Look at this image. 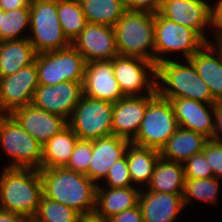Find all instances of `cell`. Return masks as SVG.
Instances as JSON below:
<instances>
[{"instance_id":"45","label":"cell","mask_w":222,"mask_h":222,"mask_svg":"<svg viewBox=\"0 0 222 222\" xmlns=\"http://www.w3.org/2000/svg\"><path fill=\"white\" fill-rule=\"evenodd\" d=\"M27 1H28L29 4H30V3L35 2V1H38V0H27Z\"/></svg>"},{"instance_id":"27","label":"cell","mask_w":222,"mask_h":222,"mask_svg":"<svg viewBox=\"0 0 222 222\" xmlns=\"http://www.w3.org/2000/svg\"><path fill=\"white\" fill-rule=\"evenodd\" d=\"M78 136L67 125L42 145L41 168H63L69 163Z\"/></svg>"},{"instance_id":"14","label":"cell","mask_w":222,"mask_h":222,"mask_svg":"<svg viewBox=\"0 0 222 222\" xmlns=\"http://www.w3.org/2000/svg\"><path fill=\"white\" fill-rule=\"evenodd\" d=\"M71 45L86 63L113 60L119 55L114 28L107 25L87 23Z\"/></svg>"},{"instance_id":"19","label":"cell","mask_w":222,"mask_h":222,"mask_svg":"<svg viewBox=\"0 0 222 222\" xmlns=\"http://www.w3.org/2000/svg\"><path fill=\"white\" fill-rule=\"evenodd\" d=\"M170 101L179 127L195 131L211 139L216 104H207L188 98H172Z\"/></svg>"},{"instance_id":"24","label":"cell","mask_w":222,"mask_h":222,"mask_svg":"<svg viewBox=\"0 0 222 222\" xmlns=\"http://www.w3.org/2000/svg\"><path fill=\"white\" fill-rule=\"evenodd\" d=\"M207 140L200 133L179 127L161 148L160 156L183 164L190 157L203 152Z\"/></svg>"},{"instance_id":"17","label":"cell","mask_w":222,"mask_h":222,"mask_svg":"<svg viewBox=\"0 0 222 222\" xmlns=\"http://www.w3.org/2000/svg\"><path fill=\"white\" fill-rule=\"evenodd\" d=\"M156 95L125 96L114 103L112 116L113 135L131 142L139 131L148 103Z\"/></svg>"},{"instance_id":"8","label":"cell","mask_w":222,"mask_h":222,"mask_svg":"<svg viewBox=\"0 0 222 222\" xmlns=\"http://www.w3.org/2000/svg\"><path fill=\"white\" fill-rule=\"evenodd\" d=\"M39 85H56L65 81L83 82L86 61L71 45L65 49L36 54Z\"/></svg>"},{"instance_id":"44","label":"cell","mask_w":222,"mask_h":222,"mask_svg":"<svg viewBox=\"0 0 222 222\" xmlns=\"http://www.w3.org/2000/svg\"><path fill=\"white\" fill-rule=\"evenodd\" d=\"M79 222H110L109 219H104L95 214L81 216Z\"/></svg>"},{"instance_id":"32","label":"cell","mask_w":222,"mask_h":222,"mask_svg":"<svg viewBox=\"0 0 222 222\" xmlns=\"http://www.w3.org/2000/svg\"><path fill=\"white\" fill-rule=\"evenodd\" d=\"M30 27V8L1 9L0 42L23 39L20 34Z\"/></svg>"},{"instance_id":"35","label":"cell","mask_w":222,"mask_h":222,"mask_svg":"<svg viewBox=\"0 0 222 222\" xmlns=\"http://www.w3.org/2000/svg\"><path fill=\"white\" fill-rule=\"evenodd\" d=\"M185 179H207L214 177L212 167L203 152L195 154L183 163Z\"/></svg>"},{"instance_id":"34","label":"cell","mask_w":222,"mask_h":222,"mask_svg":"<svg viewBox=\"0 0 222 222\" xmlns=\"http://www.w3.org/2000/svg\"><path fill=\"white\" fill-rule=\"evenodd\" d=\"M92 158V141L78 139L69 163L65 167L68 170L79 172L87 176V170Z\"/></svg>"},{"instance_id":"6","label":"cell","mask_w":222,"mask_h":222,"mask_svg":"<svg viewBox=\"0 0 222 222\" xmlns=\"http://www.w3.org/2000/svg\"><path fill=\"white\" fill-rule=\"evenodd\" d=\"M0 144L13 157L5 167L41 169L42 145L10 114H0Z\"/></svg>"},{"instance_id":"30","label":"cell","mask_w":222,"mask_h":222,"mask_svg":"<svg viewBox=\"0 0 222 222\" xmlns=\"http://www.w3.org/2000/svg\"><path fill=\"white\" fill-rule=\"evenodd\" d=\"M57 14L65 36L72 43L88 23L80 1L57 0Z\"/></svg>"},{"instance_id":"31","label":"cell","mask_w":222,"mask_h":222,"mask_svg":"<svg viewBox=\"0 0 222 222\" xmlns=\"http://www.w3.org/2000/svg\"><path fill=\"white\" fill-rule=\"evenodd\" d=\"M81 216L76 210L43 195L32 220L34 222H79Z\"/></svg>"},{"instance_id":"11","label":"cell","mask_w":222,"mask_h":222,"mask_svg":"<svg viewBox=\"0 0 222 222\" xmlns=\"http://www.w3.org/2000/svg\"><path fill=\"white\" fill-rule=\"evenodd\" d=\"M113 70L124 96H143L140 92L144 87L147 94H157L154 63L139 57L118 55L113 59ZM147 70L152 74V79H149Z\"/></svg>"},{"instance_id":"43","label":"cell","mask_w":222,"mask_h":222,"mask_svg":"<svg viewBox=\"0 0 222 222\" xmlns=\"http://www.w3.org/2000/svg\"><path fill=\"white\" fill-rule=\"evenodd\" d=\"M27 219L14 212H8L0 209V222H26Z\"/></svg>"},{"instance_id":"28","label":"cell","mask_w":222,"mask_h":222,"mask_svg":"<svg viewBox=\"0 0 222 222\" xmlns=\"http://www.w3.org/2000/svg\"><path fill=\"white\" fill-rule=\"evenodd\" d=\"M125 154L132 182L139 185L141 183L140 186L145 183L147 186L160 157V151L130 142Z\"/></svg>"},{"instance_id":"42","label":"cell","mask_w":222,"mask_h":222,"mask_svg":"<svg viewBox=\"0 0 222 222\" xmlns=\"http://www.w3.org/2000/svg\"><path fill=\"white\" fill-rule=\"evenodd\" d=\"M0 8L4 11H10L19 8H30V4L27 0H0Z\"/></svg>"},{"instance_id":"47","label":"cell","mask_w":222,"mask_h":222,"mask_svg":"<svg viewBox=\"0 0 222 222\" xmlns=\"http://www.w3.org/2000/svg\"><path fill=\"white\" fill-rule=\"evenodd\" d=\"M26 222H34L32 219H30V220H27Z\"/></svg>"},{"instance_id":"41","label":"cell","mask_w":222,"mask_h":222,"mask_svg":"<svg viewBox=\"0 0 222 222\" xmlns=\"http://www.w3.org/2000/svg\"><path fill=\"white\" fill-rule=\"evenodd\" d=\"M214 118V128L211 139L217 143L222 144V134H220V132L222 133V102L216 103Z\"/></svg>"},{"instance_id":"29","label":"cell","mask_w":222,"mask_h":222,"mask_svg":"<svg viewBox=\"0 0 222 222\" xmlns=\"http://www.w3.org/2000/svg\"><path fill=\"white\" fill-rule=\"evenodd\" d=\"M88 23L114 27L127 11L124 0H79Z\"/></svg>"},{"instance_id":"12","label":"cell","mask_w":222,"mask_h":222,"mask_svg":"<svg viewBox=\"0 0 222 222\" xmlns=\"http://www.w3.org/2000/svg\"><path fill=\"white\" fill-rule=\"evenodd\" d=\"M39 86L35 62L12 75L0 78V114L30 105Z\"/></svg>"},{"instance_id":"5","label":"cell","mask_w":222,"mask_h":222,"mask_svg":"<svg viewBox=\"0 0 222 222\" xmlns=\"http://www.w3.org/2000/svg\"><path fill=\"white\" fill-rule=\"evenodd\" d=\"M30 29L33 36H28V40L37 54L71 46L59 23L57 0L30 3Z\"/></svg>"},{"instance_id":"33","label":"cell","mask_w":222,"mask_h":222,"mask_svg":"<svg viewBox=\"0 0 222 222\" xmlns=\"http://www.w3.org/2000/svg\"><path fill=\"white\" fill-rule=\"evenodd\" d=\"M219 181L216 177L207 179H185L183 190L184 205L190 203L191 198L198 199L203 202H211L216 204L217 192L219 190Z\"/></svg>"},{"instance_id":"26","label":"cell","mask_w":222,"mask_h":222,"mask_svg":"<svg viewBox=\"0 0 222 222\" xmlns=\"http://www.w3.org/2000/svg\"><path fill=\"white\" fill-rule=\"evenodd\" d=\"M185 175L183 164L159 157L149 184V191L183 194Z\"/></svg>"},{"instance_id":"36","label":"cell","mask_w":222,"mask_h":222,"mask_svg":"<svg viewBox=\"0 0 222 222\" xmlns=\"http://www.w3.org/2000/svg\"><path fill=\"white\" fill-rule=\"evenodd\" d=\"M104 180H107L108 185L106 184V186H109L110 188L133 186L131 185L132 179L128 168L126 154L111 166L107 177Z\"/></svg>"},{"instance_id":"4","label":"cell","mask_w":222,"mask_h":222,"mask_svg":"<svg viewBox=\"0 0 222 222\" xmlns=\"http://www.w3.org/2000/svg\"><path fill=\"white\" fill-rule=\"evenodd\" d=\"M113 28L120 56L139 57L155 64V14L126 11Z\"/></svg>"},{"instance_id":"3","label":"cell","mask_w":222,"mask_h":222,"mask_svg":"<svg viewBox=\"0 0 222 222\" xmlns=\"http://www.w3.org/2000/svg\"><path fill=\"white\" fill-rule=\"evenodd\" d=\"M187 65L174 60H165L156 65V92L159 96L171 100L172 98H188L207 104L218 101L206 83L200 78L190 60ZM158 79V80H157ZM161 80L160 82H158ZM167 85L165 87V85Z\"/></svg>"},{"instance_id":"21","label":"cell","mask_w":222,"mask_h":222,"mask_svg":"<svg viewBox=\"0 0 222 222\" xmlns=\"http://www.w3.org/2000/svg\"><path fill=\"white\" fill-rule=\"evenodd\" d=\"M183 194L140 191L138 204L144 222H173L185 208Z\"/></svg>"},{"instance_id":"38","label":"cell","mask_w":222,"mask_h":222,"mask_svg":"<svg viewBox=\"0 0 222 222\" xmlns=\"http://www.w3.org/2000/svg\"><path fill=\"white\" fill-rule=\"evenodd\" d=\"M163 0H124L127 11L149 12L156 14Z\"/></svg>"},{"instance_id":"13","label":"cell","mask_w":222,"mask_h":222,"mask_svg":"<svg viewBox=\"0 0 222 222\" xmlns=\"http://www.w3.org/2000/svg\"><path fill=\"white\" fill-rule=\"evenodd\" d=\"M82 84L65 81L56 85H39L31 104L68 121L83 95Z\"/></svg>"},{"instance_id":"9","label":"cell","mask_w":222,"mask_h":222,"mask_svg":"<svg viewBox=\"0 0 222 222\" xmlns=\"http://www.w3.org/2000/svg\"><path fill=\"white\" fill-rule=\"evenodd\" d=\"M114 104L82 95L69 118L68 126L83 140H95L113 135Z\"/></svg>"},{"instance_id":"15","label":"cell","mask_w":222,"mask_h":222,"mask_svg":"<svg viewBox=\"0 0 222 222\" xmlns=\"http://www.w3.org/2000/svg\"><path fill=\"white\" fill-rule=\"evenodd\" d=\"M82 88L83 95L113 104L125 97L114 77L113 60L86 63Z\"/></svg>"},{"instance_id":"23","label":"cell","mask_w":222,"mask_h":222,"mask_svg":"<svg viewBox=\"0 0 222 222\" xmlns=\"http://www.w3.org/2000/svg\"><path fill=\"white\" fill-rule=\"evenodd\" d=\"M97 185L96 207L94 214L100 218L109 219L138 204L140 190L133 186L124 188H108Z\"/></svg>"},{"instance_id":"20","label":"cell","mask_w":222,"mask_h":222,"mask_svg":"<svg viewBox=\"0 0 222 222\" xmlns=\"http://www.w3.org/2000/svg\"><path fill=\"white\" fill-rule=\"evenodd\" d=\"M130 141L110 135L92 140V158L87 170V176L94 182L106 178L111 166L121 159Z\"/></svg>"},{"instance_id":"39","label":"cell","mask_w":222,"mask_h":222,"mask_svg":"<svg viewBox=\"0 0 222 222\" xmlns=\"http://www.w3.org/2000/svg\"><path fill=\"white\" fill-rule=\"evenodd\" d=\"M215 3L211 5V27L213 26L217 31H215L216 43L220 44L222 42V0Z\"/></svg>"},{"instance_id":"22","label":"cell","mask_w":222,"mask_h":222,"mask_svg":"<svg viewBox=\"0 0 222 222\" xmlns=\"http://www.w3.org/2000/svg\"><path fill=\"white\" fill-rule=\"evenodd\" d=\"M213 44L206 43L189 60L195 66L200 78L209 87L212 96L218 102H222V47L216 44V49Z\"/></svg>"},{"instance_id":"18","label":"cell","mask_w":222,"mask_h":222,"mask_svg":"<svg viewBox=\"0 0 222 222\" xmlns=\"http://www.w3.org/2000/svg\"><path fill=\"white\" fill-rule=\"evenodd\" d=\"M10 115L41 145L68 125L65 118L32 104L17 108Z\"/></svg>"},{"instance_id":"40","label":"cell","mask_w":222,"mask_h":222,"mask_svg":"<svg viewBox=\"0 0 222 222\" xmlns=\"http://www.w3.org/2000/svg\"><path fill=\"white\" fill-rule=\"evenodd\" d=\"M110 222H144L142 211L137 204L133 208L127 209L119 214H116L109 218Z\"/></svg>"},{"instance_id":"16","label":"cell","mask_w":222,"mask_h":222,"mask_svg":"<svg viewBox=\"0 0 222 222\" xmlns=\"http://www.w3.org/2000/svg\"><path fill=\"white\" fill-rule=\"evenodd\" d=\"M159 13L183 26L195 30L207 43L204 29L211 26V5L205 0H163Z\"/></svg>"},{"instance_id":"10","label":"cell","mask_w":222,"mask_h":222,"mask_svg":"<svg viewBox=\"0 0 222 222\" xmlns=\"http://www.w3.org/2000/svg\"><path fill=\"white\" fill-rule=\"evenodd\" d=\"M155 65L169 58L162 53L182 52L184 58L190 57L207 42L193 29L170 21L159 12L155 14Z\"/></svg>"},{"instance_id":"1","label":"cell","mask_w":222,"mask_h":222,"mask_svg":"<svg viewBox=\"0 0 222 222\" xmlns=\"http://www.w3.org/2000/svg\"><path fill=\"white\" fill-rule=\"evenodd\" d=\"M39 173L45 197L76 210L82 216L94 214L98 184L88 176L65 167L41 168Z\"/></svg>"},{"instance_id":"25","label":"cell","mask_w":222,"mask_h":222,"mask_svg":"<svg viewBox=\"0 0 222 222\" xmlns=\"http://www.w3.org/2000/svg\"><path fill=\"white\" fill-rule=\"evenodd\" d=\"M36 54L28 36L0 42V78L31 65L35 61Z\"/></svg>"},{"instance_id":"2","label":"cell","mask_w":222,"mask_h":222,"mask_svg":"<svg viewBox=\"0 0 222 222\" xmlns=\"http://www.w3.org/2000/svg\"><path fill=\"white\" fill-rule=\"evenodd\" d=\"M0 177V209L34 217L43 196L39 170L4 167Z\"/></svg>"},{"instance_id":"46","label":"cell","mask_w":222,"mask_h":222,"mask_svg":"<svg viewBox=\"0 0 222 222\" xmlns=\"http://www.w3.org/2000/svg\"><path fill=\"white\" fill-rule=\"evenodd\" d=\"M0 24H1V8H0Z\"/></svg>"},{"instance_id":"7","label":"cell","mask_w":222,"mask_h":222,"mask_svg":"<svg viewBox=\"0 0 222 222\" xmlns=\"http://www.w3.org/2000/svg\"><path fill=\"white\" fill-rule=\"evenodd\" d=\"M178 128L171 101L157 94L148 103L139 131L131 142L160 151Z\"/></svg>"},{"instance_id":"37","label":"cell","mask_w":222,"mask_h":222,"mask_svg":"<svg viewBox=\"0 0 222 222\" xmlns=\"http://www.w3.org/2000/svg\"><path fill=\"white\" fill-rule=\"evenodd\" d=\"M207 162L212 167L214 177H222V144L208 139L203 149Z\"/></svg>"}]
</instances>
